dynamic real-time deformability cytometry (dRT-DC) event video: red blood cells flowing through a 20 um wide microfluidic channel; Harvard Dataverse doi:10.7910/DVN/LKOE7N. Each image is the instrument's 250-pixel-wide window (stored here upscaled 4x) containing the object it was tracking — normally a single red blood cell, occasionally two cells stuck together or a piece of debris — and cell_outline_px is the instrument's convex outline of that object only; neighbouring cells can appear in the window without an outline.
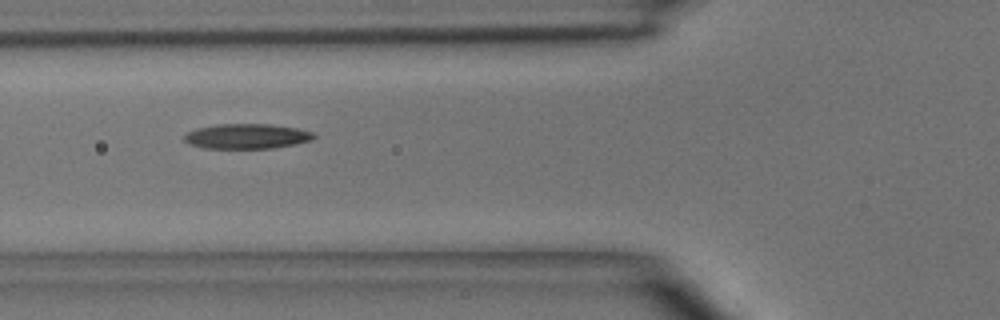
{"species": "common noctule bat (a hibernating species)", "species_latin": "Nyctalus noctula", "temperature_condition": "room temperature", "stored_images_in_passage": 7, "camera_frame_rate_fps": 3000, "um_per_image_px": 0.085, "animal": {"sex": "male", "body_mass_g": 15.6}, "frame": {"image": 1, "passage_image": 5, "time_ms": 6.0, "image_size_px": [1000, 320], "cell_outline_px": [[316, 136], [312, 140], [296, 144], [272, 148], [204, 148], [188, 144], [184, 140], [184, 136], [188, 132], [196, 128], [216, 124], [268, 124], [296, 128], [312, 132]], "centroid_in_image_um": [20.96, 11.58], "position_along_channel_um": 104.8, "area_um2": 18.84}}
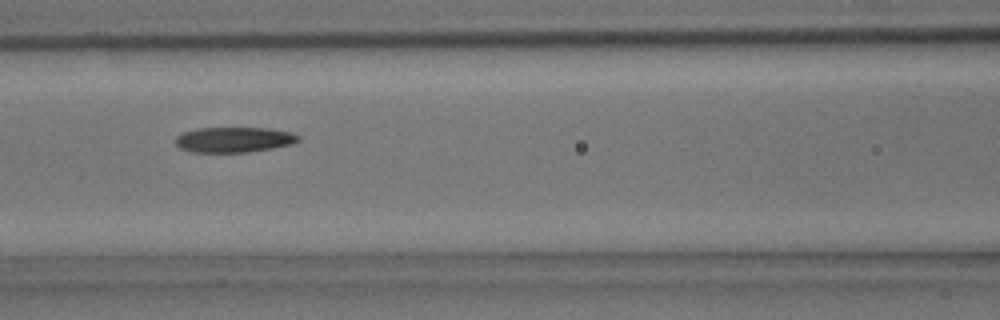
{"frame": {"image": 2, "passage_image": 6, "time_ms": 7.0, "image_size_px": [1000, 320], "cell_outline_px": [[300, 140], [292, 144], [272, 148], [248, 152], [192, 152], [180, 148], [176, 144], [176, 136], [184, 132], [196, 128], [268, 128], [292, 132], [300, 136]], "centroid_in_image_um": [19.91, 11.87], "position_along_channel_um": 146.7, "area_um2": 18.15}}